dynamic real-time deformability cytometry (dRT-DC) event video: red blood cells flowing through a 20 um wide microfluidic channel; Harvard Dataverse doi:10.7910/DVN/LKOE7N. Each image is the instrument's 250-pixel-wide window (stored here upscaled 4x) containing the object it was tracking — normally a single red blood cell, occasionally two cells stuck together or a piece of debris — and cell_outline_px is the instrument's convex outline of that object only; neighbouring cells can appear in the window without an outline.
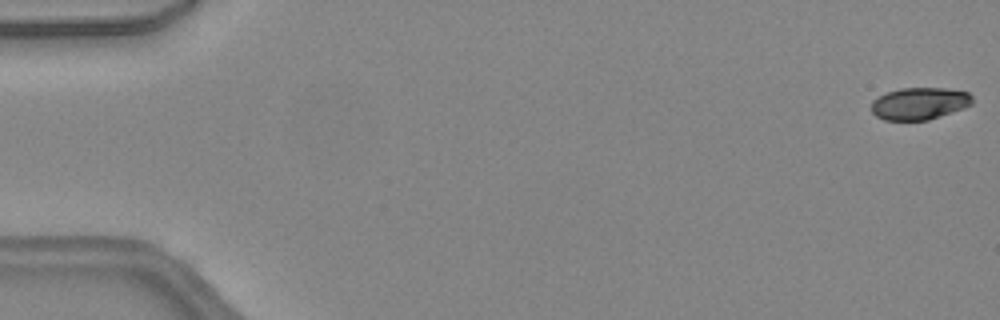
{"species": "common noctule bat (a hibernating species)", "species_latin": "Nyctalus noctula", "temperature_condition": "warm", "stored_images_in_passage": 46, "camera_frame_rate_fps": 3000, "um_per_image_px": 0.085, "animal": {"sex": "female", "body_mass_g": 24.6, "forearm_length_mm": 56.2}, "frame": {"image": 1, "passage_image": 1, "time_ms": 0.0, "image_size_px": [1000, 320], "cell_outline_px": [[972, 104], [964, 108], [928, 120], [884, 120], [876, 116], [872, 112], [872, 100], [888, 92], [900, 88], [944, 88], [968, 92], [972, 96]], "centroid_in_image_um": [78.16, 8.8], "position_along_channel_um": 6.8, "area_um2": 18.84}}
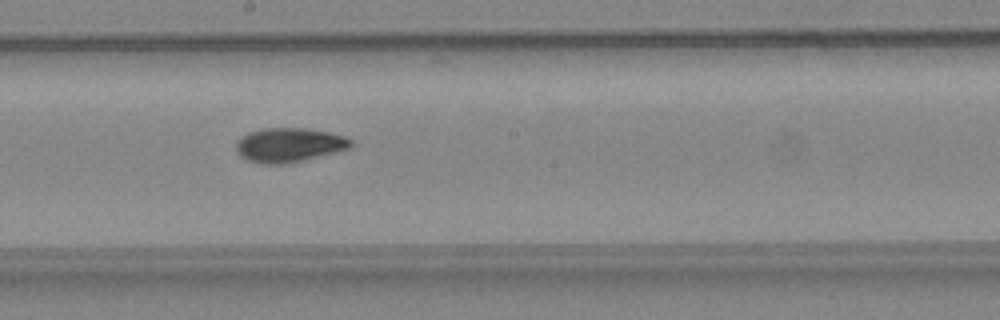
{"frame": {"image": 2, "passage_image": 26, "time_ms": 8.333, "image_size_px": [1000, 320], "cell_outline_px": [[352, 144], [348, 148], [336, 152], [304, 160], [284, 164], [264, 164], [248, 160], [240, 156], [236, 152], [236, 140], [248, 132], [264, 128], [308, 128], [328, 132], [344, 136], [352, 140]], "centroid_in_image_um": [24.54, 12.32], "position_along_channel_um": 223.7, "area_um2": 22.95}}
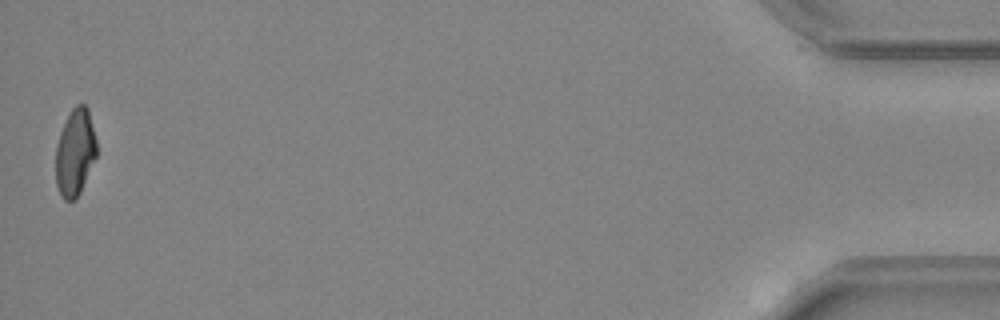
{"frame": {"image": 3, "passage_image": 46, "time_ms": 15.0, "image_size_px": [1000, 320], "cell_outline_px": [[96, 156], [80, 192], [72, 200], [64, 200], [56, 184], [56, 144], [60, 132], [72, 108], [76, 104], [84, 104], [88, 108], [96, 140]], "centroid_in_image_um": [6.38, 12.93], "position_along_channel_um": 428.8, "area_um2": 20.4}, "authors_computed_cell_mechanics": {"area_um2": 21.6461, "velocity_mm_per_s": 4.5132, "shape_relaxation_time_tau1_ms": 6.4305, "shape_relaxation_time_tau2_ms": 3.4894, "deformation_change_tau1": 0.202, "deformation_change_tau2": 0.0842}}